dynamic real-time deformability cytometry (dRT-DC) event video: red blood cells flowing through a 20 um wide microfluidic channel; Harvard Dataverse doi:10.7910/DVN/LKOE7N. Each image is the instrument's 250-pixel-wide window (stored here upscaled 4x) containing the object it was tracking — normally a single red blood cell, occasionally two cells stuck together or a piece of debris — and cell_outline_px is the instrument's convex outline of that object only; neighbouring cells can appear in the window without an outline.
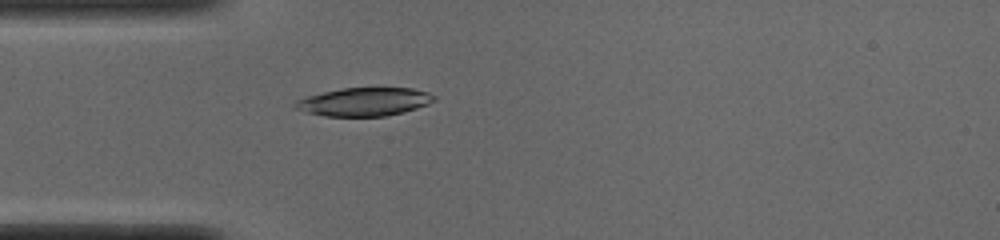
{"species": "common noctule bat (a hibernating species)", "species_latin": "Nyctalus noctula", "temperature_condition": "cold", "stored_images_in_passage": 51, "camera_frame_rate_fps": 3000, "um_per_image_px": 0.085, "animal": {"sex": "male", "body_mass_g": 19.0, "forearm_length_mm": 50.8}, "frame": {"image": 1, "passage_image": 14, "time_ms": 4.333, "image_size_px": [1000, 240], "cell_outline_px": [[436, 100], [428, 104], [404, 112], [388, 116], [324, 116], [304, 112], [292, 108], [292, 104], [296, 100], [308, 96], [324, 92], [344, 88], [412, 88], [428, 92], [436, 96]], "centroid_in_image_um": [30.94, 8.66], "position_along_channel_um": 54.1, "area_um2": 23.06}}
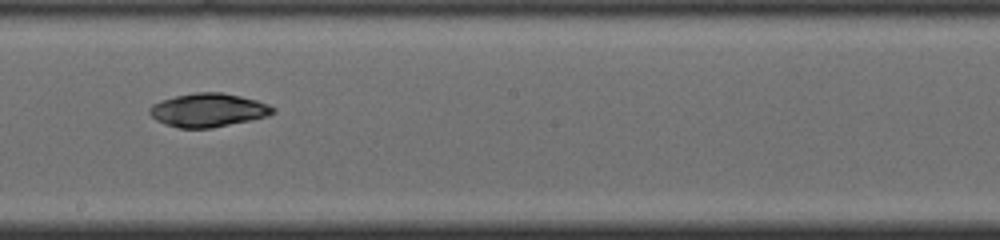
{"frame": {"image": 2, "passage_image": 28, "time_ms": 9.0, "image_size_px": [1000, 240], "cell_outline_px": [[276, 112], [268, 116], [212, 128], [180, 128], [164, 124], [156, 120], [148, 112], [148, 108], [152, 104], [160, 100], [176, 96], [196, 92], [220, 92], [240, 96], [256, 100], [268, 104], [276, 108]], "centroid_in_image_um": [17.68, 9.36], "position_along_channel_um": 230.5, "area_um2": 24.16}}
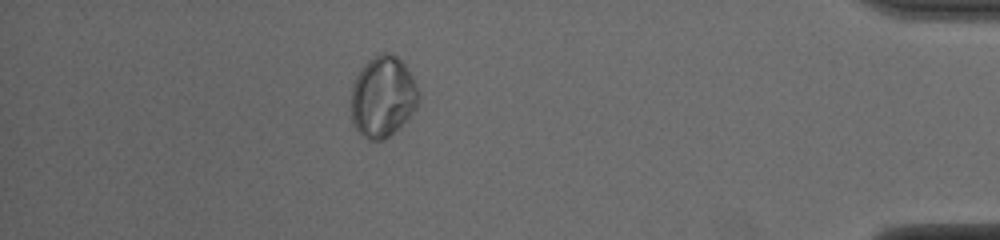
{"frame": {"image": 3, "passage_image": 45, "time_ms": 14.667, "image_size_px": [1000, 240], "cell_outline_px": [[420, 96], [416, 108], [384, 140], [368, 140], [360, 136], [352, 124], [352, 88], [356, 76], [364, 64], [368, 60], [380, 52], [392, 52], [404, 64], [412, 76]], "centroid_in_image_um": [32.51, 8.21], "position_along_channel_um": 402.7, "area_um2": 31.67}, "authors_computed_cell_mechanics": {"area_um2": 24.1604, "velocity_mm_per_s": 3.8744, "shape_relaxation_time_tau1_ms": 2.038, "shape_relaxation_time_tau2_ms": null, "deformation_change_tau1": 0.0909, "deformation_change_tau2": null}}